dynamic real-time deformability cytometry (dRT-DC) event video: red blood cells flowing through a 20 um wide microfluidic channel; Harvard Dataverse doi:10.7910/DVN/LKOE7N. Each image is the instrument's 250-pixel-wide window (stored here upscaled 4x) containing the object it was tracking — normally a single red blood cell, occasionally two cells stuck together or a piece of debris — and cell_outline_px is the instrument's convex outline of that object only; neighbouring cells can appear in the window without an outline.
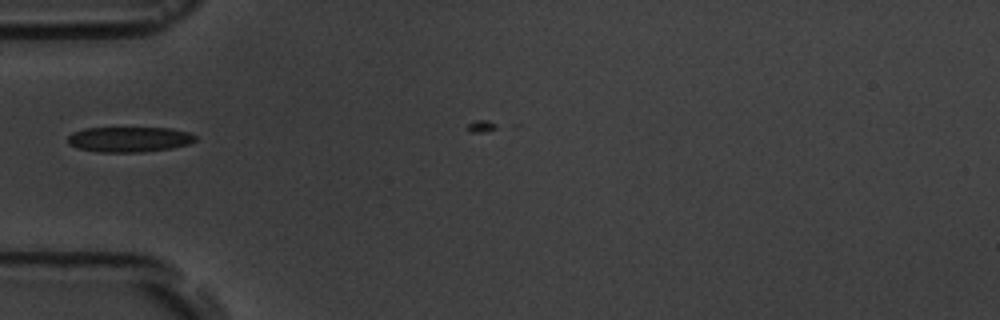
{"species": "common noctule bat (a hibernating species)", "species_latin": "Nyctalus noctula", "temperature_condition": "room temperature", "stored_images_in_passage": 3, "camera_frame_rate_fps": 3000, "um_per_image_px": 0.085, "animal": {"sex": "male", "body_mass_g": 19.5, "forearm_length_mm": 54.6}, "frame": {"image": 1, "passage_image": 2, "time_ms": 1.333, "image_size_px": [1000, 320], "cell_outline_px": [[196, 140], [188, 144], [172, 148], [144, 152], [100, 152], [80, 148], [68, 144], [68, 136], [72, 132], [84, 128], [172, 128], [188, 132], [196, 136]], "centroid_in_image_um": [11.0, 11.84], "position_along_channel_um": 74.0, "area_um2": 18.79}}